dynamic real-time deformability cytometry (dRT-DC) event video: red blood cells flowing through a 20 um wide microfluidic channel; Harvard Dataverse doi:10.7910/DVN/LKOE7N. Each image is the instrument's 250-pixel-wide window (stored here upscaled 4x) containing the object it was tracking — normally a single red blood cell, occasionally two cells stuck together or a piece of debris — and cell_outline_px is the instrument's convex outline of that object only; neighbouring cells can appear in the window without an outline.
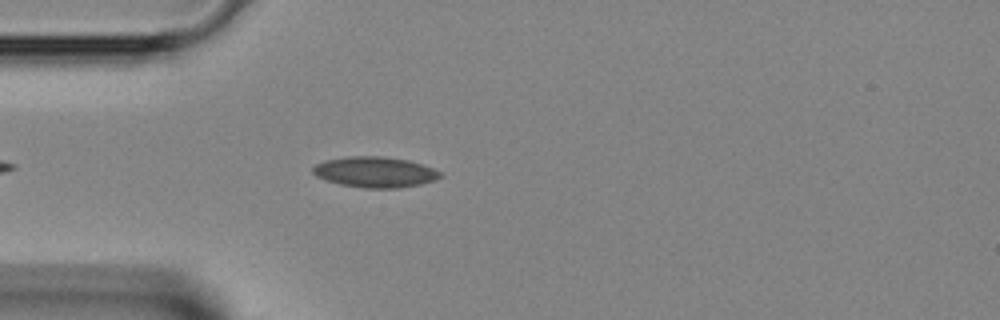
{"species": "Egyptian fruit bat (a non-hibernating species)", "species_latin": "Rousettus aegyptiacus", "temperature_condition": "room temperature", "stored_images_in_passage": 34, "camera_frame_rate_fps": 3000, "um_per_image_px": 0.085, "animal": {"sex": "female"}, "frame": {"image": 1, "passage_image": 5, "time_ms": 1.333, "image_size_px": [1000, 320], "cell_outline_px": [[444, 176], [436, 180], [420, 184], [400, 188], [364, 188], [340, 184], [324, 180], [316, 176], [312, 172], [312, 168], [316, 164], [324, 160], [344, 156], [384, 156], [408, 160], [432, 168], [440, 172]], "centroid_in_image_um": [31.85, 14.62], "position_along_channel_um": 53.1, "area_um2": 22.95}}
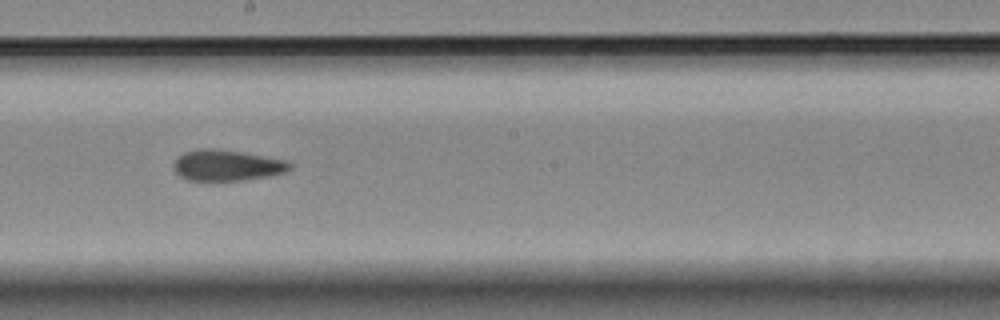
{"frame": {"image": 2, "passage_image": 17, "time_ms": 5.333, "image_size_px": [1000, 320], "cell_outline_px": [[292, 168], [284, 172], [268, 176], [240, 180], [188, 180], [180, 176], [176, 172], [172, 164], [176, 156], [184, 152], [196, 148], [216, 148], [288, 160], [292, 164]], "centroid_in_image_um": [19.25, 14.03], "position_along_channel_um": 229.0, "area_um2": 21.04}}
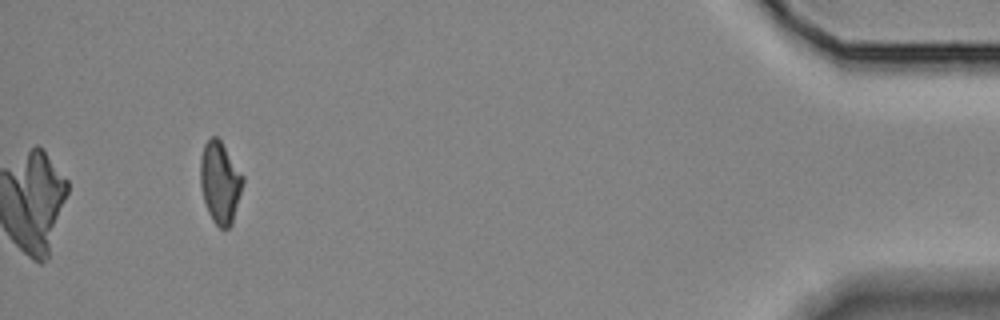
{"frame": {"image": 3, "passage_image": 34, "time_ms": 11.0, "image_size_px": [1000, 320], "cell_outline_px": [[244, 180], [232, 224], [228, 228], [220, 228], [212, 220], [208, 212], [200, 188], [200, 156], [204, 144], [212, 136], [216, 136], [220, 140], [244, 176]], "centroid_in_image_um": [18.69, 15.5], "position_along_channel_um": 416.5, "area_um2": 20.23}}